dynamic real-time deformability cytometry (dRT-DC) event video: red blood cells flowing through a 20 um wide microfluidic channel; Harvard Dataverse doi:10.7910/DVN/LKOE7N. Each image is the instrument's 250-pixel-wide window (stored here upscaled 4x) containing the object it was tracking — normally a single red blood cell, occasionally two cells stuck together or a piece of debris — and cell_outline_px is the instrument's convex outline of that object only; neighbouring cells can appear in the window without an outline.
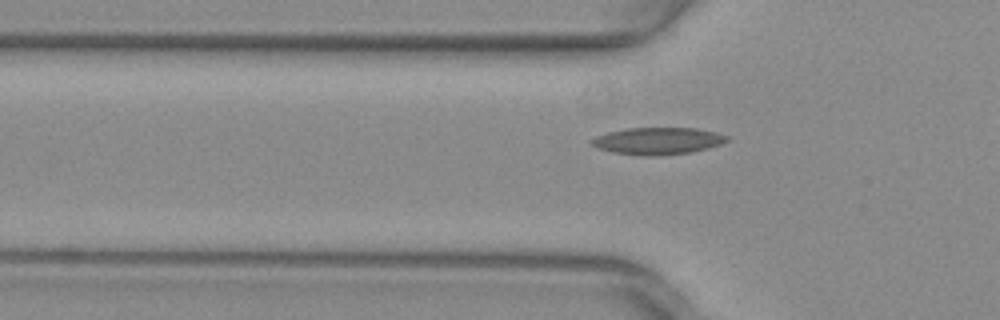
{"species": "common noctule bat (a hibernating species)", "species_latin": "Nyctalus noctula", "temperature_condition": "warm", "stored_images_in_passage": 39, "camera_frame_rate_fps": 3000, "um_per_image_px": 0.085, "animal": {"sex": "female", "body_mass_g": 29.2, "forearm_length_mm": 56.3}, "frame": {"image": 1, "passage_image": 11, "time_ms": 3.333, "image_size_px": [1000, 320], "cell_outline_px": [[728, 140], [720, 144], [708, 148], [688, 152], [660, 156], [644, 156], [612, 152], [596, 148], [588, 140], [596, 136], [608, 132], [624, 128], [696, 128], [716, 132], [728, 136]], "centroid_in_image_um": [55.87, 11.98], "position_along_channel_um": 69.9, "area_um2": 21.39}}
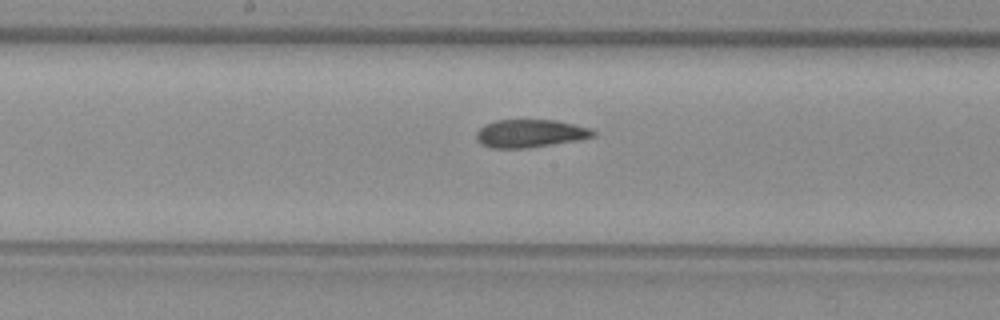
{"frame": {"image": 2, "passage_image": 21, "time_ms": 6.667, "image_size_px": [1000, 320], "cell_outline_px": [[596, 136], [580, 140], [528, 148], [492, 148], [480, 144], [476, 140], [476, 132], [484, 124], [496, 120], [556, 120], [592, 128], [596, 132]], "centroid_in_image_um": [45.08, 11.34], "position_along_channel_um": 203.1, "area_um2": 19.31}}
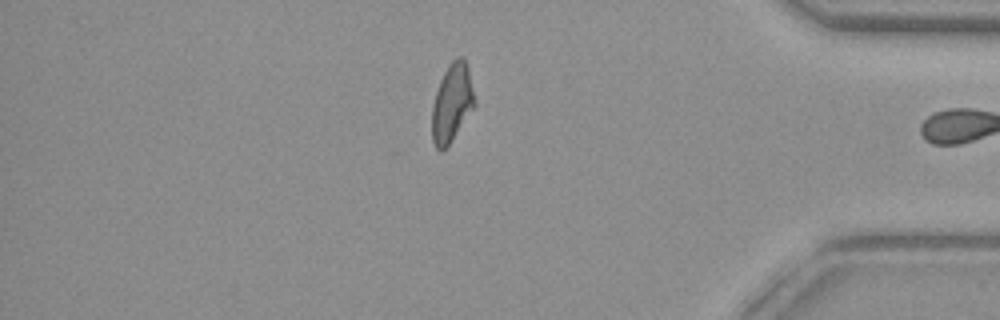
{"frame": {"image": 3, "passage_image": 38, "time_ms": 12.333, "image_size_px": [1000, 320], "cell_outline_px": [[476, 104], [452, 140], [440, 152], [436, 148], [432, 140], [432, 108], [436, 92], [440, 80], [448, 64], [456, 56], [464, 56], [468, 68], [476, 100]], "centroid_in_image_um": [38.42, 8.71], "position_along_channel_um": 396.8, "area_um2": 19.42}, "authors_computed_cell_mechanics": {"area_um2": 19.652, "velocity_mm_per_s": 3.9875, "shape_relaxation_time_tau1_ms": null, "shape_relaxation_time_tau2_ms": 2.3157, "deformation_change_tau1": null, "deformation_change_tau2": 0.0896}}